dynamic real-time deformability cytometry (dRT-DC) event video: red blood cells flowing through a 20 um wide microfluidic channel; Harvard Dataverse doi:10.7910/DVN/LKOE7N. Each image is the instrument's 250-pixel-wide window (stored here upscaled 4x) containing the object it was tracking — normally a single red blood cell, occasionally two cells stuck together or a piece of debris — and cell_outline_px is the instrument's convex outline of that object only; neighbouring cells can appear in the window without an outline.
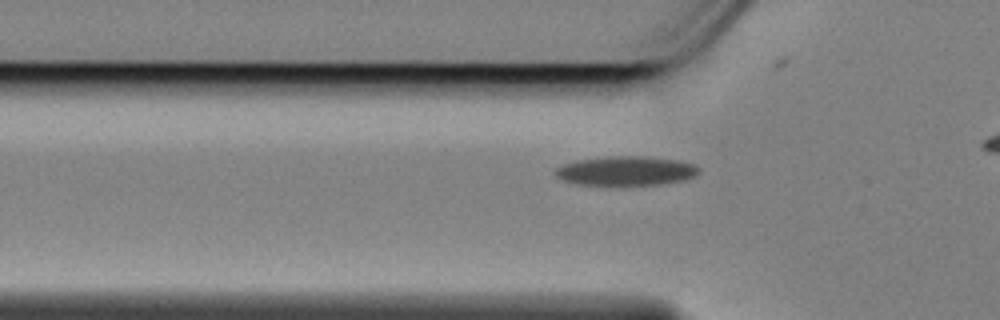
{"species": "Egyptian fruit bat (a non-hibernating species)", "species_latin": "Rousettus aegyptiacus", "temperature_condition": "cold", "stored_images_in_passage": 36, "camera_frame_rate_fps": 3000, "um_per_image_px": 0.085, "animal": {"sex": "female"}, "frame": {"image": 1, "passage_image": 7, "time_ms": 2.0, "image_size_px": [1000, 320], "cell_outline_px": [[700, 168], [692, 176], [684, 180], [656, 184], [580, 184], [564, 180], [556, 176], [552, 172], [556, 168], [564, 164], [576, 160], [608, 156], [644, 156], [676, 160], [692, 164]], "centroid_in_image_um": [53.15, 14.5], "position_along_channel_um": 72.7, "area_um2": 23.93}}
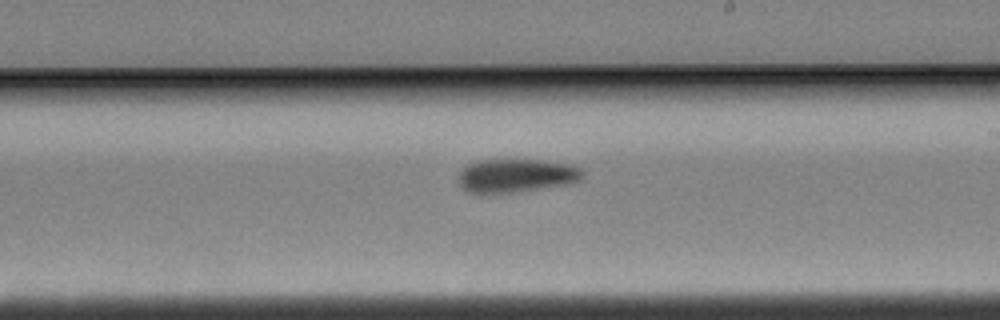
{"frame": {"image": 2, "passage_image": 22, "time_ms": 7.0, "image_size_px": [1000, 320], "cell_outline_px": [[584, 176], [580, 180], [568, 184], [512, 192], [468, 192], [460, 184], [460, 172], [468, 164], [476, 160], [540, 160], [572, 164], [580, 168], [584, 172]], "centroid_in_image_um": [43.94, 14.9], "position_along_channel_um": 245.1, "area_um2": 23.87}}
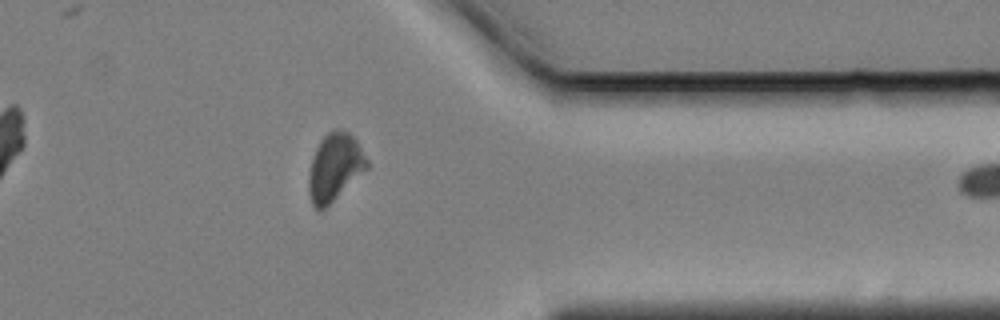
{"frame": {"image": 3, "passage_image": 35, "time_ms": 11.333, "image_size_px": [1000, 320], "cell_outline_px": [[368, 168], [320, 212], [312, 204], [308, 192], [308, 172], [312, 156], [320, 140], [332, 128], [336, 128], [348, 132], [356, 140], [368, 160]], "centroid_in_image_um": [28.42, 14.19], "position_along_channel_um": 383.0, "area_um2": 22.89}}